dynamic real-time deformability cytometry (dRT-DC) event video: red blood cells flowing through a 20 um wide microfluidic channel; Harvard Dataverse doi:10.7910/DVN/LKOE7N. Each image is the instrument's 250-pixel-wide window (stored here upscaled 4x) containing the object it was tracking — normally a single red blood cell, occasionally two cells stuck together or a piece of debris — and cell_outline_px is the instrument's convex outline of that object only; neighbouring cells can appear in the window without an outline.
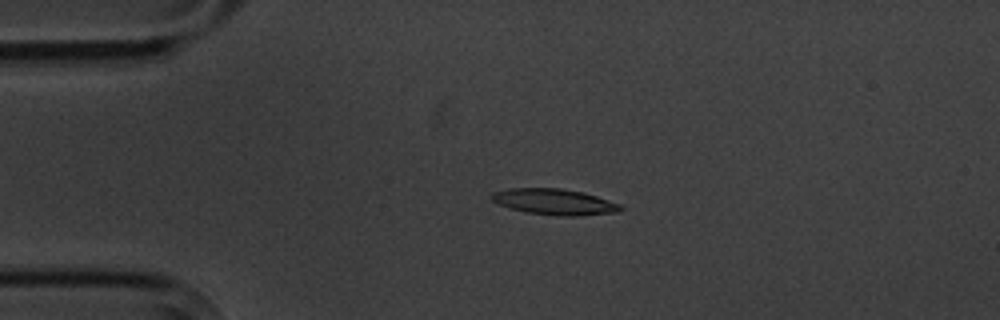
{"species": "common noctule bat (a hibernating species)", "species_latin": "Nyctalus noctula", "temperature_condition": "cold", "stored_images_in_passage": 4, "camera_frame_rate_fps": 3000, "um_per_image_px": 0.085, "animal": {"sex": "male", "body_mass_g": 20.1, "forearm_length_mm": 53.5}, "frame": {"image": 1, "passage_image": 3, "time_ms": 2.333, "image_size_px": [1000, 320], "cell_outline_px": [[624, 208], [616, 212], [576, 216], [560, 216], [528, 212], [512, 208], [500, 204], [492, 200], [492, 192], [508, 188], [560, 188], [584, 192], [620, 204]], "centroid_in_image_um": [47.14, 17.14], "position_along_channel_um": 37.9, "area_um2": 19.25}}